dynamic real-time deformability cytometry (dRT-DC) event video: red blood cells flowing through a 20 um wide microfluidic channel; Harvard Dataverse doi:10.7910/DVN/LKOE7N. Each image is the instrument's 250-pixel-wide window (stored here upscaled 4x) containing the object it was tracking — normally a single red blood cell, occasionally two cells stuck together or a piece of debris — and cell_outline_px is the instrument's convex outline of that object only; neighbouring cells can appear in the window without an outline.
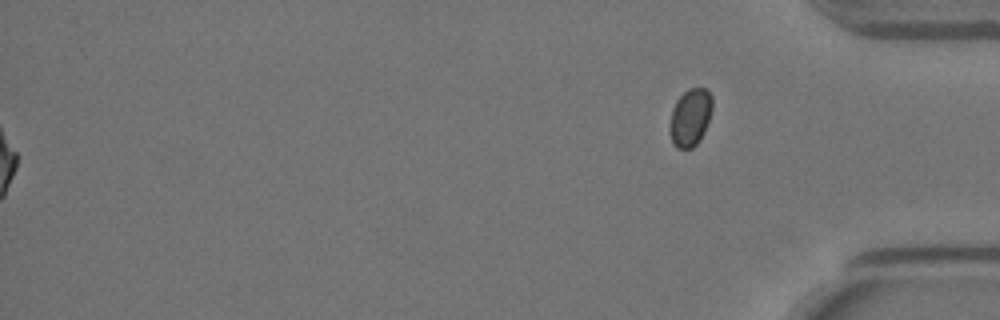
{"species": "Egyptian fruit bat (a non-hibernating species)", "species_latin": "Rousettus aegyptiacus", "temperature_condition": "warm", "stored_images_in_passage": 58, "segment_of_instrument_passage": [2, 2], "camera_frame_rate_fps": 3000, "um_per_image_px": 0.085, "animal": {"sex": "female"}, "frame": {"image": 1, "passage_image": 58, "time_ms": 19.0, "image_size_px": [1000, 320], "cell_outline_px": [[712, 108], [704, 132], [700, 140], [692, 148], [676, 148], [672, 144], [668, 132], [668, 128], [672, 108], [676, 100], [688, 88], [704, 88], [712, 96]], "centroid_in_image_um": [58.63, 10.0], "position_along_channel_um": 376.6, "area_um2": 14.45}}